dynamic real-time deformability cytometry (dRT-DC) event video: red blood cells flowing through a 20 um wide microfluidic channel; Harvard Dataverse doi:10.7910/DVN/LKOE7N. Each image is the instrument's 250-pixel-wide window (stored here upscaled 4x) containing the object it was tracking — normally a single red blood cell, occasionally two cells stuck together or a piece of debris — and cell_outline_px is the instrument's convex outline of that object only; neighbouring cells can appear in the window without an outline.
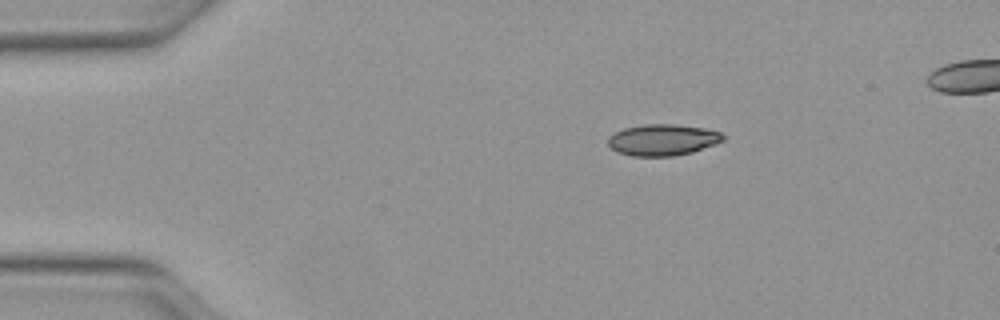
{"species": "Egyptian fruit bat (a non-hibernating species)", "species_latin": "Rousettus aegyptiacus", "temperature_condition": "warm", "stored_images_in_passage": 41, "camera_frame_rate_fps": 3000, "um_per_image_px": 0.085, "animal": {"sex": "female"}, "frame": {"image": 1, "passage_image": 1, "time_ms": 0.0, "image_size_px": [1000, 320], "cell_outline_px": [[724, 140], [716, 144], [692, 152], [676, 156], [632, 156], [616, 152], [608, 144], [608, 136], [624, 128], [644, 124], [676, 124], [704, 128], [720, 132], [724, 136]], "centroid_in_image_um": [56.32, 11.89], "position_along_channel_um": 28.7, "area_um2": 21.1}}
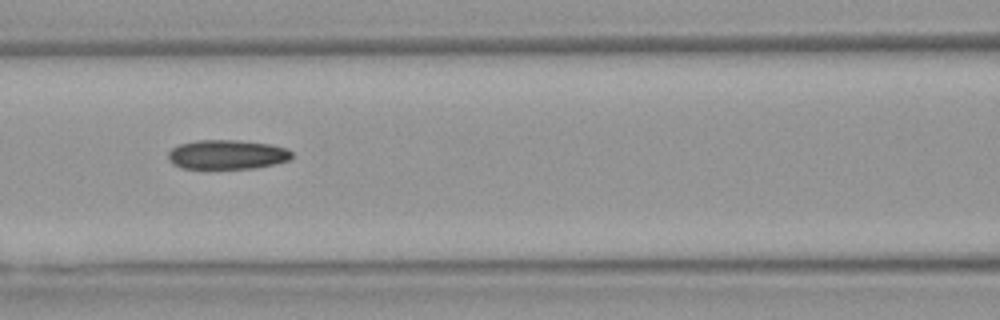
{"frame": {"image": 2, "passage_image": 14, "time_ms": 4.333, "image_size_px": [1000, 320], "cell_outline_px": [[292, 156], [288, 160], [256, 168], [180, 168], [172, 164], [168, 160], [168, 152], [172, 148], [180, 144], [196, 140], [236, 140], [272, 144], [288, 148], [292, 152]], "centroid_in_image_um": [19.29, 13.13], "position_along_channel_um": 147.3, "area_um2": 21.21}}
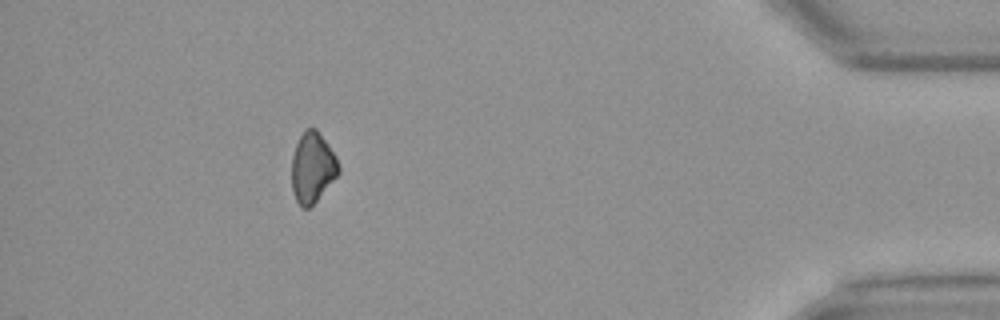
{"frame": {"image": 3, "passage_image": 37, "time_ms": 12.0, "image_size_px": [1000, 320], "cell_outline_px": [[340, 172], [316, 200], [308, 208], [300, 208], [292, 192], [292, 156], [296, 144], [304, 128], [316, 128], [328, 144], [336, 156], [340, 168]], "centroid_in_image_um": [26.55, 14.23], "position_along_channel_um": 408.7, "area_um2": 19.19}}